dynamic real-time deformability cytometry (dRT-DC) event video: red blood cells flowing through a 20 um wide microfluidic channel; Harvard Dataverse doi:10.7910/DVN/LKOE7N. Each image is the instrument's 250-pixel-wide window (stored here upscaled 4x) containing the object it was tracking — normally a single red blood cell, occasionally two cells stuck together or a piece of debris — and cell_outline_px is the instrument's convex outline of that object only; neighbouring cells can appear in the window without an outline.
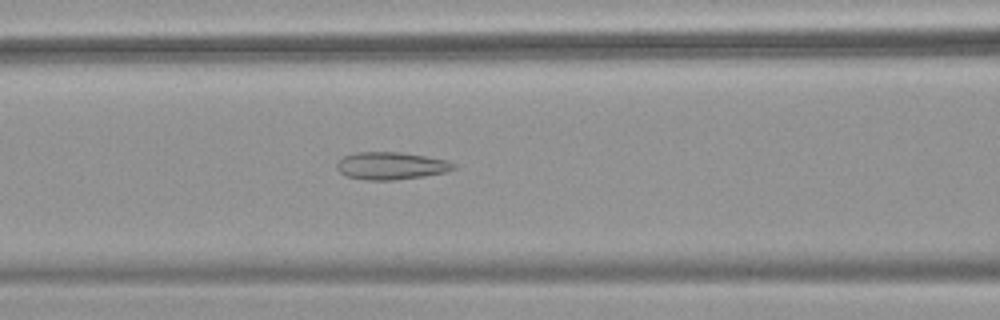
{"species": "common noctule bat (a hibernating species)", "species_latin": "Nyctalus noctula", "temperature_condition": "warm", "stored_images_in_passage": 54, "camera_frame_rate_fps": 3000, "um_per_image_px": 0.085, "animal": {"sex": "female", "body_mass_g": 18.4}, "frame": {"image": 1, "passage_image": 23, "time_ms": 7.333, "image_size_px": [1000, 320], "cell_outline_px": [[456, 168], [444, 172], [424, 176], [392, 180], [368, 180], [344, 176], [336, 168], [336, 164], [344, 156], [356, 152], [400, 152], [424, 156], [444, 160], [456, 164]], "centroid_in_image_um": [33.2, 14.09], "position_along_channel_um": 133.4, "area_um2": 18.55}}
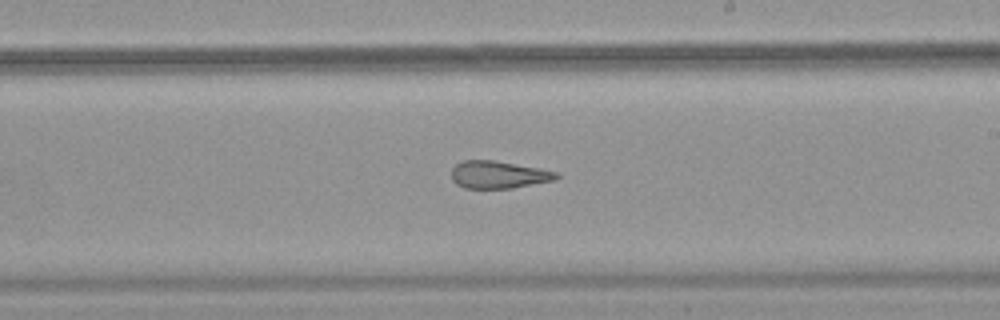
{"frame": {"image": 2, "passage_image": 32, "time_ms": 10.333, "image_size_px": [1000, 320], "cell_outline_px": [[560, 176], [556, 180], [512, 188], [464, 188], [456, 184], [452, 180], [452, 168], [456, 164], [464, 160], [492, 160], [540, 168], [556, 172]], "centroid_in_image_um": [42.37, 14.85], "position_along_channel_um": 246.6, "area_um2": 16.76}}
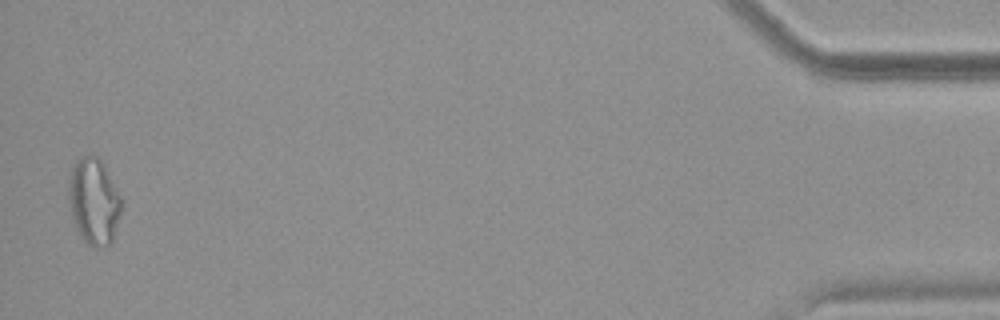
{"frame": {"image": 3, "passage_image": 53, "time_ms": 17.333, "image_size_px": [1000, 320], "cell_outline_px": [[120, 212], [112, 240], [108, 244], [96, 248], [88, 244], [80, 236], [76, 228], [72, 216], [68, 200], [68, 188], [72, 168], [84, 156], [92, 152], [104, 164], [120, 196]], "centroid_in_image_um": [7.96, 17.11], "position_along_channel_um": 427.2, "area_um2": 26.01}, "authors_computed_cell_mechanics": {"area_um2": 21.7039, "velocity_mm_per_s": 3.7842, "shape_relaxation_time_tau1_ms": null, "shape_relaxation_time_tau2_ms": 2.5573, "deformation_change_tau1": null, "deformation_change_tau2": 0.1168}}